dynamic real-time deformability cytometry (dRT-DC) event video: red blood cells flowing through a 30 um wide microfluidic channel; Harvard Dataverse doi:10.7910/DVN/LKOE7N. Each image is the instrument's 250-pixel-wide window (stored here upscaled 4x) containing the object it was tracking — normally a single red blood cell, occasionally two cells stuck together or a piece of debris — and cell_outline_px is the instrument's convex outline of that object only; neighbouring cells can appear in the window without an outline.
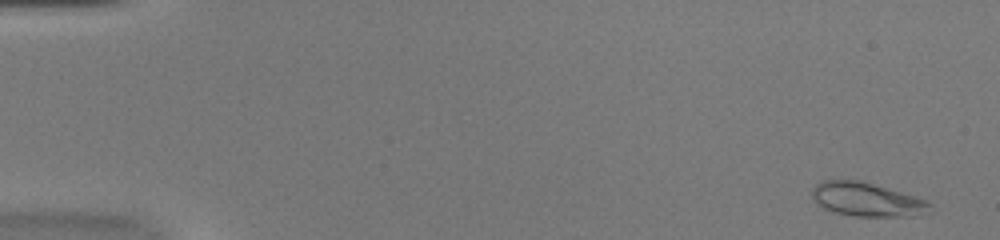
{"species": "common noctule bat (a hibernating species)", "species_latin": "Nyctalus noctula", "temperature_condition": "warm", "stored_images_in_passage": 52, "camera_frame_rate_fps": 3000, "um_per_image_px": 0.085, "animal": {"sex": "female", "body_mass_g": 20.0, "forearm_length_mm": 54.0}, "frame": {"image": 1, "passage_image": 3, "time_ms": 0.667, "image_size_px": [1000, 240], "cell_outline_px": [[932, 212], [916, 216], [852, 216], [836, 212], [824, 208], [816, 204], [812, 196], [812, 188], [816, 184], [824, 180], [864, 180], [916, 196], [932, 204]], "centroid_in_image_um": [73.72, 16.95], "position_along_channel_um": 11.3, "area_um2": 23.58}}
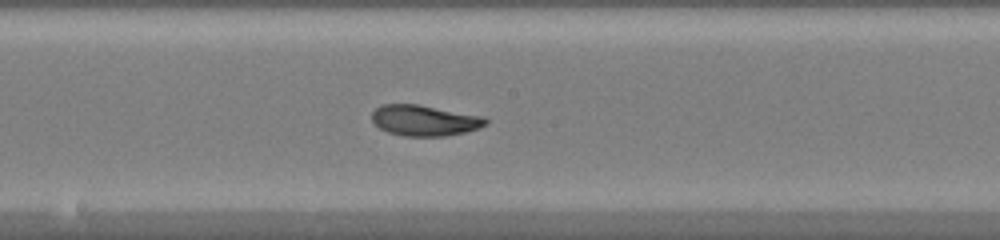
{"frame": {"image": 2, "passage_image": 29, "time_ms": 9.333, "image_size_px": [1000, 240], "cell_outline_px": [[488, 124], [480, 128], [464, 132], [444, 136], [404, 136], [388, 132], [380, 128], [372, 120], [372, 112], [380, 104], [416, 104], [484, 116], [488, 120]], "centroid_in_image_um": [36.1, 10.23], "position_along_channel_um": 212.1, "area_um2": 20.4}}
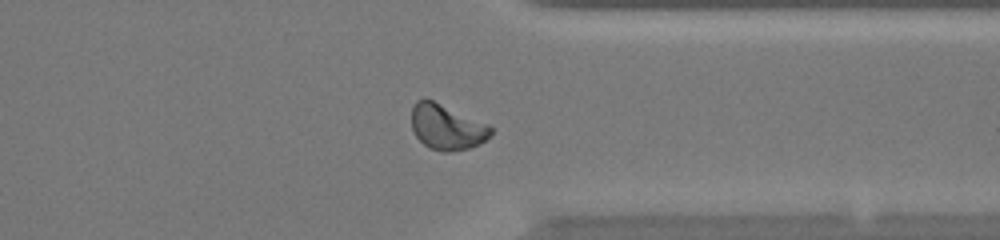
{"frame": {"image": 3, "passage_image": 41, "time_ms": 13.333, "image_size_px": [1000, 240], "cell_outline_px": [[492, 132], [484, 140], [468, 148], [448, 152], [444, 152], [428, 148], [416, 136], [412, 128], [412, 108], [416, 100], [424, 96], [488, 124], [492, 128]], "centroid_in_image_um": [37.92, 10.77], "position_along_channel_um": 373.5, "area_um2": 20.87}, "authors_computed_cell_mechanics": {"area_um2": 20.9814, "velocity_mm_per_s": 4.0712, "shape_relaxation_time_tau1_ms": 4.0606, "shape_relaxation_time_tau2_ms": 1.9527, "deformation_change_tau1": 0.2052, "deformation_change_tau2": 0.0564}}